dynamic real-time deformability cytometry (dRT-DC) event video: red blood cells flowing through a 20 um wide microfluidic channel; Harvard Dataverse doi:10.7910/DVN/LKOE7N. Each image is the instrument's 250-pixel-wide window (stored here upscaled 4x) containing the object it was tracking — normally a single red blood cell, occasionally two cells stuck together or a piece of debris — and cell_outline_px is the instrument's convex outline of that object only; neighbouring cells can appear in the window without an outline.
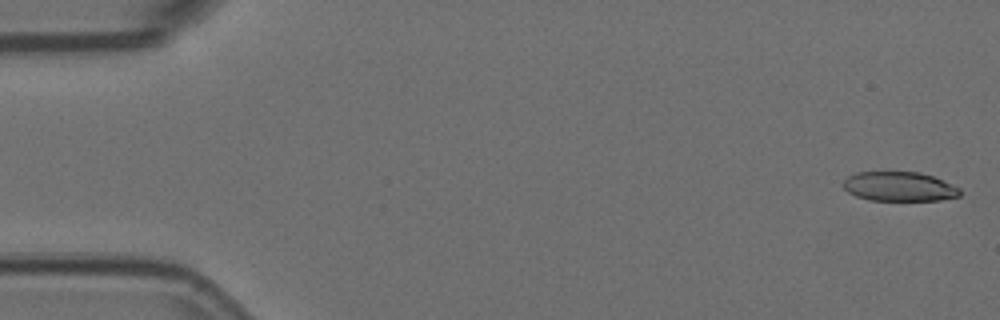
{"species": "Egyptian fruit bat (a non-hibernating species)", "species_latin": "Rousettus aegyptiacus", "temperature_condition": "room temperature", "stored_images_in_passage": 5, "camera_frame_rate_fps": 3000, "um_per_image_px": 0.085, "animal": {"sex": "female"}, "frame": {"image": 1, "passage_image": 1, "time_ms": 0.0, "image_size_px": [1000, 320], "cell_outline_px": [[960, 196], [940, 200], [868, 200], [856, 196], [848, 192], [844, 188], [844, 180], [848, 176], [856, 172], [920, 172], [932, 176], [960, 188]], "centroid_in_image_um": [76.42, 15.85], "position_along_channel_um": 8.6, "area_um2": 19.88}}
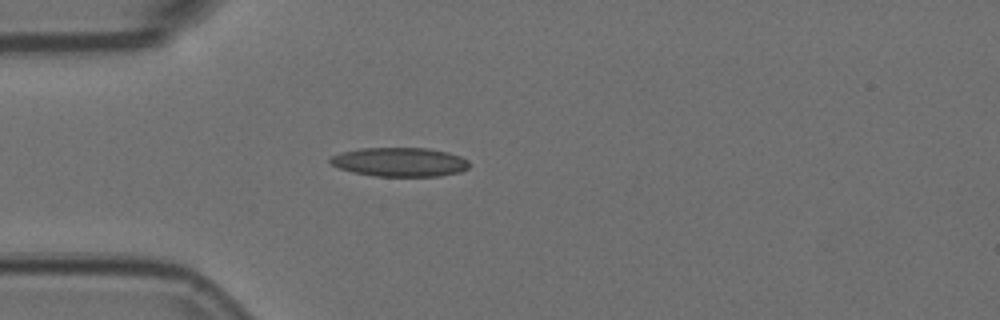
{"frame": {"image": 2, "passage_image": 5, "time_ms": 1.333, "image_size_px": [1000, 320], "cell_outline_px": [[468, 168], [460, 172], [440, 176], [376, 176], [352, 172], [340, 168], [332, 164], [328, 160], [332, 156], [340, 152], [360, 148], [428, 148], [448, 152], [460, 156], [468, 160]], "centroid_in_image_um": [33.98, 13.77], "position_along_channel_um": 51.0, "area_um2": 23.52}}